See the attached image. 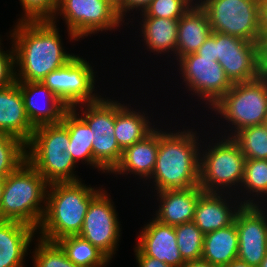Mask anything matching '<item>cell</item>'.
<instances>
[{
  "label": "cell",
  "instance_id": "cell-1",
  "mask_svg": "<svg viewBox=\"0 0 267 267\" xmlns=\"http://www.w3.org/2000/svg\"><path fill=\"white\" fill-rule=\"evenodd\" d=\"M13 27L7 37L14 46L17 82H41L77 55L64 48L60 28L51 20L17 21Z\"/></svg>",
  "mask_w": 267,
  "mask_h": 267
},
{
  "label": "cell",
  "instance_id": "cell-2",
  "mask_svg": "<svg viewBox=\"0 0 267 267\" xmlns=\"http://www.w3.org/2000/svg\"><path fill=\"white\" fill-rule=\"evenodd\" d=\"M184 125L182 130L177 126L176 130L171 126L165 129V124L159 127L157 159L151 177L145 182L147 189L149 186L152 188V193L199 186L201 143L202 140L207 143L208 138L203 134L206 131L200 133L194 127L190 129L189 125Z\"/></svg>",
  "mask_w": 267,
  "mask_h": 267
},
{
  "label": "cell",
  "instance_id": "cell-3",
  "mask_svg": "<svg viewBox=\"0 0 267 267\" xmlns=\"http://www.w3.org/2000/svg\"><path fill=\"white\" fill-rule=\"evenodd\" d=\"M83 181L54 182L48 185L46 208L37 229L39 238L56 242L80 233L90 202L104 189L87 185Z\"/></svg>",
  "mask_w": 267,
  "mask_h": 267
},
{
  "label": "cell",
  "instance_id": "cell-4",
  "mask_svg": "<svg viewBox=\"0 0 267 267\" xmlns=\"http://www.w3.org/2000/svg\"><path fill=\"white\" fill-rule=\"evenodd\" d=\"M48 185L26 160L5 179L0 220L22 222L37 230L46 208Z\"/></svg>",
  "mask_w": 267,
  "mask_h": 267
},
{
  "label": "cell",
  "instance_id": "cell-5",
  "mask_svg": "<svg viewBox=\"0 0 267 267\" xmlns=\"http://www.w3.org/2000/svg\"><path fill=\"white\" fill-rule=\"evenodd\" d=\"M210 110L208 112L215 113V116H211L212 120L218 117V127H215H221L216 133L218 135L232 137L244 128L263 125L267 117V77L261 75L249 82L233 83ZM220 121L222 126L219 125Z\"/></svg>",
  "mask_w": 267,
  "mask_h": 267
},
{
  "label": "cell",
  "instance_id": "cell-6",
  "mask_svg": "<svg viewBox=\"0 0 267 267\" xmlns=\"http://www.w3.org/2000/svg\"><path fill=\"white\" fill-rule=\"evenodd\" d=\"M215 136L207 144L202 141L199 186L204 192L236 194L243 181L246 158L232 137Z\"/></svg>",
  "mask_w": 267,
  "mask_h": 267
},
{
  "label": "cell",
  "instance_id": "cell-7",
  "mask_svg": "<svg viewBox=\"0 0 267 267\" xmlns=\"http://www.w3.org/2000/svg\"><path fill=\"white\" fill-rule=\"evenodd\" d=\"M58 16L62 17L71 42L126 26L117 10L107 0H58L57 10L51 21L59 23Z\"/></svg>",
  "mask_w": 267,
  "mask_h": 267
},
{
  "label": "cell",
  "instance_id": "cell-8",
  "mask_svg": "<svg viewBox=\"0 0 267 267\" xmlns=\"http://www.w3.org/2000/svg\"><path fill=\"white\" fill-rule=\"evenodd\" d=\"M103 96L96 102L77 105L72 109L90 127L93 158L109 175L119 164L123 150L114 134L116 98Z\"/></svg>",
  "mask_w": 267,
  "mask_h": 267
},
{
  "label": "cell",
  "instance_id": "cell-9",
  "mask_svg": "<svg viewBox=\"0 0 267 267\" xmlns=\"http://www.w3.org/2000/svg\"><path fill=\"white\" fill-rule=\"evenodd\" d=\"M176 62L178 67H175L182 79L180 85H184L183 89L191 92V98L196 97L208 111L233 85L219 62L213 58L201 57L195 52L180 57Z\"/></svg>",
  "mask_w": 267,
  "mask_h": 267
},
{
  "label": "cell",
  "instance_id": "cell-10",
  "mask_svg": "<svg viewBox=\"0 0 267 267\" xmlns=\"http://www.w3.org/2000/svg\"><path fill=\"white\" fill-rule=\"evenodd\" d=\"M212 31L257 43L260 25V0H203Z\"/></svg>",
  "mask_w": 267,
  "mask_h": 267
},
{
  "label": "cell",
  "instance_id": "cell-11",
  "mask_svg": "<svg viewBox=\"0 0 267 267\" xmlns=\"http://www.w3.org/2000/svg\"><path fill=\"white\" fill-rule=\"evenodd\" d=\"M89 61L77 54L65 66L50 72L41 81L56 95L68 109L93 103L102 96L97 92V71ZM97 76V77H96ZM96 92V93H95Z\"/></svg>",
  "mask_w": 267,
  "mask_h": 267
},
{
  "label": "cell",
  "instance_id": "cell-12",
  "mask_svg": "<svg viewBox=\"0 0 267 267\" xmlns=\"http://www.w3.org/2000/svg\"><path fill=\"white\" fill-rule=\"evenodd\" d=\"M110 193L104 189L90 202L78 235L112 260L119 248L122 224ZM118 246V247H117Z\"/></svg>",
  "mask_w": 267,
  "mask_h": 267
},
{
  "label": "cell",
  "instance_id": "cell-13",
  "mask_svg": "<svg viewBox=\"0 0 267 267\" xmlns=\"http://www.w3.org/2000/svg\"><path fill=\"white\" fill-rule=\"evenodd\" d=\"M215 56L232 83L261 76L257 43L215 32Z\"/></svg>",
  "mask_w": 267,
  "mask_h": 267
},
{
  "label": "cell",
  "instance_id": "cell-14",
  "mask_svg": "<svg viewBox=\"0 0 267 267\" xmlns=\"http://www.w3.org/2000/svg\"><path fill=\"white\" fill-rule=\"evenodd\" d=\"M239 248L237 259L259 267L267 254V208L243 205L235 218Z\"/></svg>",
  "mask_w": 267,
  "mask_h": 267
},
{
  "label": "cell",
  "instance_id": "cell-15",
  "mask_svg": "<svg viewBox=\"0 0 267 267\" xmlns=\"http://www.w3.org/2000/svg\"><path fill=\"white\" fill-rule=\"evenodd\" d=\"M243 205L235 194L203 192L196 204L193 222L205 235L233 224Z\"/></svg>",
  "mask_w": 267,
  "mask_h": 267
},
{
  "label": "cell",
  "instance_id": "cell-16",
  "mask_svg": "<svg viewBox=\"0 0 267 267\" xmlns=\"http://www.w3.org/2000/svg\"><path fill=\"white\" fill-rule=\"evenodd\" d=\"M137 235L136 246L146 255L172 267H181L183 260L177 245L175 227L151 218Z\"/></svg>",
  "mask_w": 267,
  "mask_h": 267
},
{
  "label": "cell",
  "instance_id": "cell-17",
  "mask_svg": "<svg viewBox=\"0 0 267 267\" xmlns=\"http://www.w3.org/2000/svg\"><path fill=\"white\" fill-rule=\"evenodd\" d=\"M27 117L34 127L60 123L66 105L41 82H18Z\"/></svg>",
  "mask_w": 267,
  "mask_h": 267
},
{
  "label": "cell",
  "instance_id": "cell-18",
  "mask_svg": "<svg viewBox=\"0 0 267 267\" xmlns=\"http://www.w3.org/2000/svg\"><path fill=\"white\" fill-rule=\"evenodd\" d=\"M203 192L200 186L155 192L153 196L158 206L153 213L155 216H151L160 223L174 227L192 222L196 204Z\"/></svg>",
  "mask_w": 267,
  "mask_h": 267
},
{
  "label": "cell",
  "instance_id": "cell-19",
  "mask_svg": "<svg viewBox=\"0 0 267 267\" xmlns=\"http://www.w3.org/2000/svg\"><path fill=\"white\" fill-rule=\"evenodd\" d=\"M159 126L156 127L143 140L135 142L125 148L121 160L109 174L118 177H127L133 174L134 178L142 179L143 183L151 177L157 159L159 147ZM126 174V176H125Z\"/></svg>",
  "mask_w": 267,
  "mask_h": 267
},
{
  "label": "cell",
  "instance_id": "cell-20",
  "mask_svg": "<svg viewBox=\"0 0 267 267\" xmlns=\"http://www.w3.org/2000/svg\"><path fill=\"white\" fill-rule=\"evenodd\" d=\"M36 237L37 230L30 225L0 220V267H26L25 256Z\"/></svg>",
  "mask_w": 267,
  "mask_h": 267
},
{
  "label": "cell",
  "instance_id": "cell-21",
  "mask_svg": "<svg viewBox=\"0 0 267 267\" xmlns=\"http://www.w3.org/2000/svg\"><path fill=\"white\" fill-rule=\"evenodd\" d=\"M34 129L27 117L18 82L0 88V132L16 136L27 143Z\"/></svg>",
  "mask_w": 267,
  "mask_h": 267
},
{
  "label": "cell",
  "instance_id": "cell-22",
  "mask_svg": "<svg viewBox=\"0 0 267 267\" xmlns=\"http://www.w3.org/2000/svg\"><path fill=\"white\" fill-rule=\"evenodd\" d=\"M120 102L116 99L114 134L119 147L124 150L149 135L158 126V119L155 122L154 116H150L146 108L140 109V105L133 108L131 102Z\"/></svg>",
  "mask_w": 267,
  "mask_h": 267
},
{
  "label": "cell",
  "instance_id": "cell-23",
  "mask_svg": "<svg viewBox=\"0 0 267 267\" xmlns=\"http://www.w3.org/2000/svg\"><path fill=\"white\" fill-rule=\"evenodd\" d=\"M26 160L50 184L77 182L82 178L75 171L78 165L71 153L56 149H26ZM77 165V166H76Z\"/></svg>",
  "mask_w": 267,
  "mask_h": 267
},
{
  "label": "cell",
  "instance_id": "cell-24",
  "mask_svg": "<svg viewBox=\"0 0 267 267\" xmlns=\"http://www.w3.org/2000/svg\"><path fill=\"white\" fill-rule=\"evenodd\" d=\"M140 20V21H139ZM179 19L159 18V17H138L140 42L148 52L161 57L167 54L166 59L171 55L173 61L176 60V45ZM142 36V37H141ZM170 53V54H169Z\"/></svg>",
  "mask_w": 267,
  "mask_h": 267
},
{
  "label": "cell",
  "instance_id": "cell-25",
  "mask_svg": "<svg viewBox=\"0 0 267 267\" xmlns=\"http://www.w3.org/2000/svg\"><path fill=\"white\" fill-rule=\"evenodd\" d=\"M211 33L206 11L199 4H193L178 21L176 61L195 53Z\"/></svg>",
  "mask_w": 267,
  "mask_h": 267
},
{
  "label": "cell",
  "instance_id": "cell-26",
  "mask_svg": "<svg viewBox=\"0 0 267 267\" xmlns=\"http://www.w3.org/2000/svg\"><path fill=\"white\" fill-rule=\"evenodd\" d=\"M61 122L69 132L70 146L67 152L71 153L74 162L87 164L102 174H108L93 158L92 132L87 123L73 109L64 113Z\"/></svg>",
  "mask_w": 267,
  "mask_h": 267
},
{
  "label": "cell",
  "instance_id": "cell-27",
  "mask_svg": "<svg viewBox=\"0 0 267 267\" xmlns=\"http://www.w3.org/2000/svg\"><path fill=\"white\" fill-rule=\"evenodd\" d=\"M239 248L235 222L204 236L202 259L219 267H225L237 259Z\"/></svg>",
  "mask_w": 267,
  "mask_h": 267
},
{
  "label": "cell",
  "instance_id": "cell-28",
  "mask_svg": "<svg viewBox=\"0 0 267 267\" xmlns=\"http://www.w3.org/2000/svg\"><path fill=\"white\" fill-rule=\"evenodd\" d=\"M239 191L235 195L244 205L266 204L267 160L246 159L243 181Z\"/></svg>",
  "mask_w": 267,
  "mask_h": 267
},
{
  "label": "cell",
  "instance_id": "cell-29",
  "mask_svg": "<svg viewBox=\"0 0 267 267\" xmlns=\"http://www.w3.org/2000/svg\"><path fill=\"white\" fill-rule=\"evenodd\" d=\"M56 243L78 267H106L111 262L102 251L80 235L66 236Z\"/></svg>",
  "mask_w": 267,
  "mask_h": 267
},
{
  "label": "cell",
  "instance_id": "cell-30",
  "mask_svg": "<svg viewBox=\"0 0 267 267\" xmlns=\"http://www.w3.org/2000/svg\"><path fill=\"white\" fill-rule=\"evenodd\" d=\"M69 146V132L62 122L35 127L31 139L26 143V149H56L63 152Z\"/></svg>",
  "mask_w": 267,
  "mask_h": 267
},
{
  "label": "cell",
  "instance_id": "cell-31",
  "mask_svg": "<svg viewBox=\"0 0 267 267\" xmlns=\"http://www.w3.org/2000/svg\"><path fill=\"white\" fill-rule=\"evenodd\" d=\"M232 138L246 159L267 160V127L264 124L244 128Z\"/></svg>",
  "mask_w": 267,
  "mask_h": 267
},
{
  "label": "cell",
  "instance_id": "cell-32",
  "mask_svg": "<svg viewBox=\"0 0 267 267\" xmlns=\"http://www.w3.org/2000/svg\"><path fill=\"white\" fill-rule=\"evenodd\" d=\"M179 252L185 262L202 259L204 234L192 222L175 226Z\"/></svg>",
  "mask_w": 267,
  "mask_h": 267
},
{
  "label": "cell",
  "instance_id": "cell-33",
  "mask_svg": "<svg viewBox=\"0 0 267 267\" xmlns=\"http://www.w3.org/2000/svg\"><path fill=\"white\" fill-rule=\"evenodd\" d=\"M26 161V143L0 132V175L7 177Z\"/></svg>",
  "mask_w": 267,
  "mask_h": 267
},
{
  "label": "cell",
  "instance_id": "cell-34",
  "mask_svg": "<svg viewBox=\"0 0 267 267\" xmlns=\"http://www.w3.org/2000/svg\"><path fill=\"white\" fill-rule=\"evenodd\" d=\"M36 242L33 251H30L32 267H78L66 257L56 242L46 241L39 237Z\"/></svg>",
  "mask_w": 267,
  "mask_h": 267
},
{
  "label": "cell",
  "instance_id": "cell-35",
  "mask_svg": "<svg viewBox=\"0 0 267 267\" xmlns=\"http://www.w3.org/2000/svg\"><path fill=\"white\" fill-rule=\"evenodd\" d=\"M193 4L190 0H151L148 7L136 17L180 19Z\"/></svg>",
  "mask_w": 267,
  "mask_h": 267
},
{
  "label": "cell",
  "instance_id": "cell-36",
  "mask_svg": "<svg viewBox=\"0 0 267 267\" xmlns=\"http://www.w3.org/2000/svg\"><path fill=\"white\" fill-rule=\"evenodd\" d=\"M22 13L17 21H41L52 20L58 0H19ZM24 13V14H23Z\"/></svg>",
  "mask_w": 267,
  "mask_h": 267
},
{
  "label": "cell",
  "instance_id": "cell-37",
  "mask_svg": "<svg viewBox=\"0 0 267 267\" xmlns=\"http://www.w3.org/2000/svg\"><path fill=\"white\" fill-rule=\"evenodd\" d=\"M2 36L0 37V88L12 85L15 80V51L11 40V48L3 49ZM2 46V47H1Z\"/></svg>",
  "mask_w": 267,
  "mask_h": 267
},
{
  "label": "cell",
  "instance_id": "cell-38",
  "mask_svg": "<svg viewBox=\"0 0 267 267\" xmlns=\"http://www.w3.org/2000/svg\"><path fill=\"white\" fill-rule=\"evenodd\" d=\"M150 2H151V0H124L123 5L117 10V13H118L119 17L121 18V20L126 24V26H128L130 22L134 23L133 21L135 19L137 21V18L135 17V13H137V14L142 13L148 7ZM131 13H134V14L131 15ZM133 15H134V17H133ZM131 16L134 19L133 18H131V19L127 18V17H131ZM125 20L126 21L128 20V21L125 22ZM131 20H133V21H131Z\"/></svg>",
  "mask_w": 267,
  "mask_h": 267
},
{
  "label": "cell",
  "instance_id": "cell-39",
  "mask_svg": "<svg viewBox=\"0 0 267 267\" xmlns=\"http://www.w3.org/2000/svg\"><path fill=\"white\" fill-rule=\"evenodd\" d=\"M258 45V63L262 76L267 77V30H262Z\"/></svg>",
  "mask_w": 267,
  "mask_h": 267
},
{
  "label": "cell",
  "instance_id": "cell-40",
  "mask_svg": "<svg viewBox=\"0 0 267 267\" xmlns=\"http://www.w3.org/2000/svg\"><path fill=\"white\" fill-rule=\"evenodd\" d=\"M134 255L137 267H172L158 259L146 256L136 245L134 246Z\"/></svg>",
  "mask_w": 267,
  "mask_h": 267
},
{
  "label": "cell",
  "instance_id": "cell-41",
  "mask_svg": "<svg viewBox=\"0 0 267 267\" xmlns=\"http://www.w3.org/2000/svg\"><path fill=\"white\" fill-rule=\"evenodd\" d=\"M196 53L201 57L213 58L216 61L215 32L214 31H212L211 35L199 47V49L196 51Z\"/></svg>",
  "mask_w": 267,
  "mask_h": 267
},
{
  "label": "cell",
  "instance_id": "cell-42",
  "mask_svg": "<svg viewBox=\"0 0 267 267\" xmlns=\"http://www.w3.org/2000/svg\"><path fill=\"white\" fill-rule=\"evenodd\" d=\"M260 25L262 30H267V0H260Z\"/></svg>",
  "mask_w": 267,
  "mask_h": 267
},
{
  "label": "cell",
  "instance_id": "cell-43",
  "mask_svg": "<svg viewBox=\"0 0 267 267\" xmlns=\"http://www.w3.org/2000/svg\"><path fill=\"white\" fill-rule=\"evenodd\" d=\"M181 267H219V266L213 265L206 260L198 259L194 261L185 262Z\"/></svg>",
  "mask_w": 267,
  "mask_h": 267
},
{
  "label": "cell",
  "instance_id": "cell-44",
  "mask_svg": "<svg viewBox=\"0 0 267 267\" xmlns=\"http://www.w3.org/2000/svg\"><path fill=\"white\" fill-rule=\"evenodd\" d=\"M225 267H253L247 264L246 262H243L239 259L232 260L228 265Z\"/></svg>",
  "mask_w": 267,
  "mask_h": 267
},
{
  "label": "cell",
  "instance_id": "cell-45",
  "mask_svg": "<svg viewBox=\"0 0 267 267\" xmlns=\"http://www.w3.org/2000/svg\"><path fill=\"white\" fill-rule=\"evenodd\" d=\"M116 10H118L124 3V0H107Z\"/></svg>",
  "mask_w": 267,
  "mask_h": 267
},
{
  "label": "cell",
  "instance_id": "cell-46",
  "mask_svg": "<svg viewBox=\"0 0 267 267\" xmlns=\"http://www.w3.org/2000/svg\"><path fill=\"white\" fill-rule=\"evenodd\" d=\"M5 179H6V177L0 175V203H1V199H2Z\"/></svg>",
  "mask_w": 267,
  "mask_h": 267
},
{
  "label": "cell",
  "instance_id": "cell-47",
  "mask_svg": "<svg viewBox=\"0 0 267 267\" xmlns=\"http://www.w3.org/2000/svg\"><path fill=\"white\" fill-rule=\"evenodd\" d=\"M259 267H267V254L262 260V262L260 263Z\"/></svg>",
  "mask_w": 267,
  "mask_h": 267
},
{
  "label": "cell",
  "instance_id": "cell-48",
  "mask_svg": "<svg viewBox=\"0 0 267 267\" xmlns=\"http://www.w3.org/2000/svg\"><path fill=\"white\" fill-rule=\"evenodd\" d=\"M194 4H200L203 0H190Z\"/></svg>",
  "mask_w": 267,
  "mask_h": 267
},
{
  "label": "cell",
  "instance_id": "cell-49",
  "mask_svg": "<svg viewBox=\"0 0 267 267\" xmlns=\"http://www.w3.org/2000/svg\"><path fill=\"white\" fill-rule=\"evenodd\" d=\"M264 125L267 127V117H266V120H265V123H264Z\"/></svg>",
  "mask_w": 267,
  "mask_h": 267
}]
</instances>
